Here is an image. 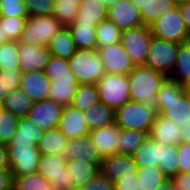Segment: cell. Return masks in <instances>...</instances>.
Wrapping results in <instances>:
<instances>
[{"label": "cell", "instance_id": "36", "mask_svg": "<svg viewBox=\"0 0 190 190\" xmlns=\"http://www.w3.org/2000/svg\"><path fill=\"white\" fill-rule=\"evenodd\" d=\"M98 102L100 100L96 84H79L71 106L86 111Z\"/></svg>", "mask_w": 190, "mask_h": 190}, {"label": "cell", "instance_id": "53", "mask_svg": "<svg viewBox=\"0 0 190 190\" xmlns=\"http://www.w3.org/2000/svg\"><path fill=\"white\" fill-rule=\"evenodd\" d=\"M0 190H12V174L10 169H0Z\"/></svg>", "mask_w": 190, "mask_h": 190}, {"label": "cell", "instance_id": "21", "mask_svg": "<svg viewBox=\"0 0 190 190\" xmlns=\"http://www.w3.org/2000/svg\"><path fill=\"white\" fill-rule=\"evenodd\" d=\"M68 142L69 139L60 128L55 127L44 131L37 146L41 154H58L63 159L69 160L70 154H67Z\"/></svg>", "mask_w": 190, "mask_h": 190}, {"label": "cell", "instance_id": "57", "mask_svg": "<svg viewBox=\"0 0 190 190\" xmlns=\"http://www.w3.org/2000/svg\"><path fill=\"white\" fill-rule=\"evenodd\" d=\"M82 0H56L55 4L79 5Z\"/></svg>", "mask_w": 190, "mask_h": 190}, {"label": "cell", "instance_id": "13", "mask_svg": "<svg viewBox=\"0 0 190 190\" xmlns=\"http://www.w3.org/2000/svg\"><path fill=\"white\" fill-rule=\"evenodd\" d=\"M64 106L57 102L44 99L34 102L27 118L38 125L43 131L59 127Z\"/></svg>", "mask_w": 190, "mask_h": 190}, {"label": "cell", "instance_id": "32", "mask_svg": "<svg viewBox=\"0 0 190 190\" xmlns=\"http://www.w3.org/2000/svg\"><path fill=\"white\" fill-rule=\"evenodd\" d=\"M177 5L178 0H148L144 9L140 11L142 24L151 27L158 18L175 9Z\"/></svg>", "mask_w": 190, "mask_h": 190}, {"label": "cell", "instance_id": "23", "mask_svg": "<svg viewBox=\"0 0 190 190\" xmlns=\"http://www.w3.org/2000/svg\"><path fill=\"white\" fill-rule=\"evenodd\" d=\"M163 146L148 135L132 155L138 168L160 166L163 156Z\"/></svg>", "mask_w": 190, "mask_h": 190}, {"label": "cell", "instance_id": "55", "mask_svg": "<svg viewBox=\"0 0 190 190\" xmlns=\"http://www.w3.org/2000/svg\"><path fill=\"white\" fill-rule=\"evenodd\" d=\"M181 129V143H190V125L182 126Z\"/></svg>", "mask_w": 190, "mask_h": 190}, {"label": "cell", "instance_id": "2", "mask_svg": "<svg viewBox=\"0 0 190 190\" xmlns=\"http://www.w3.org/2000/svg\"><path fill=\"white\" fill-rule=\"evenodd\" d=\"M128 77L131 100L157 108V93L167 76L146 65H136Z\"/></svg>", "mask_w": 190, "mask_h": 190}, {"label": "cell", "instance_id": "11", "mask_svg": "<svg viewBox=\"0 0 190 190\" xmlns=\"http://www.w3.org/2000/svg\"><path fill=\"white\" fill-rule=\"evenodd\" d=\"M67 160L58 154H41L37 173L49 180L55 190H65L74 185L70 182V171L66 167Z\"/></svg>", "mask_w": 190, "mask_h": 190}, {"label": "cell", "instance_id": "8", "mask_svg": "<svg viewBox=\"0 0 190 190\" xmlns=\"http://www.w3.org/2000/svg\"><path fill=\"white\" fill-rule=\"evenodd\" d=\"M152 35L179 44L189 42V33L178 6L158 18L151 25Z\"/></svg>", "mask_w": 190, "mask_h": 190}, {"label": "cell", "instance_id": "26", "mask_svg": "<svg viewBox=\"0 0 190 190\" xmlns=\"http://www.w3.org/2000/svg\"><path fill=\"white\" fill-rule=\"evenodd\" d=\"M44 131L35 123H32L27 116L19 117L17 131L7 145H38Z\"/></svg>", "mask_w": 190, "mask_h": 190}, {"label": "cell", "instance_id": "62", "mask_svg": "<svg viewBox=\"0 0 190 190\" xmlns=\"http://www.w3.org/2000/svg\"><path fill=\"white\" fill-rule=\"evenodd\" d=\"M186 90H187V93H188L189 96H190V85L186 87Z\"/></svg>", "mask_w": 190, "mask_h": 190}, {"label": "cell", "instance_id": "42", "mask_svg": "<svg viewBox=\"0 0 190 190\" xmlns=\"http://www.w3.org/2000/svg\"><path fill=\"white\" fill-rule=\"evenodd\" d=\"M19 117L3 109L0 115V142L7 145L17 131Z\"/></svg>", "mask_w": 190, "mask_h": 190}, {"label": "cell", "instance_id": "50", "mask_svg": "<svg viewBox=\"0 0 190 190\" xmlns=\"http://www.w3.org/2000/svg\"><path fill=\"white\" fill-rule=\"evenodd\" d=\"M114 186L115 190H144L143 185L140 180H138L137 176L119 178Z\"/></svg>", "mask_w": 190, "mask_h": 190}, {"label": "cell", "instance_id": "37", "mask_svg": "<svg viewBox=\"0 0 190 190\" xmlns=\"http://www.w3.org/2000/svg\"><path fill=\"white\" fill-rule=\"evenodd\" d=\"M97 48L121 42L122 30L110 19H105L96 26Z\"/></svg>", "mask_w": 190, "mask_h": 190}, {"label": "cell", "instance_id": "5", "mask_svg": "<svg viewBox=\"0 0 190 190\" xmlns=\"http://www.w3.org/2000/svg\"><path fill=\"white\" fill-rule=\"evenodd\" d=\"M63 27L53 15L29 16L18 42L47 47L52 37Z\"/></svg>", "mask_w": 190, "mask_h": 190}, {"label": "cell", "instance_id": "9", "mask_svg": "<svg viewBox=\"0 0 190 190\" xmlns=\"http://www.w3.org/2000/svg\"><path fill=\"white\" fill-rule=\"evenodd\" d=\"M152 36L146 25L122 31L121 43L135 65H145Z\"/></svg>", "mask_w": 190, "mask_h": 190}, {"label": "cell", "instance_id": "63", "mask_svg": "<svg viewBox=\"0 0 190 190\" xmlns=\"http://www.w3.org/2000/svg\"><path fill=\"white\" fill-rule=\"evenodd\" d=\"M3 106H2V104L0 103V115H1V113H2V111H3Z\"/></svg>", "mask_w": 190, "mask_h": 190}, {"label": "cell", "instance_id": "58", "mask_svg": "<svg viewBox=\"0 0 190 190\" xmlns=\"http://www.w3.org/2000/svg\"><path fill=\"white\" fill-rule=\"evenodd\" d=\"M131 1L139 9V11H142L148 0H131Z\"/></svg>", "mask_w": 190, "mask_h": 190}, {"label": "cell", "instance_id": "17", "mask_svg": "<svg viewBox=\"0 0 190 190\" xmlns=\"http://www.w3.org/2000/svg\"><path fill=\"white\" fill-rule=\"evenodd\" d=\"M50 84L51 81L44 70L22 72L20 88L33 102L48 99Z\"/></svg>", "mask_w": 190, "mask_h": 190}, {"label": "cell", "instance_id": "59", "mask_svg": "<svg viewBox=\"0 0 190 190\" xmlns=\"http://www.w3.org/2000/svg\"><path fill=\"white\" fill-rule=\"evenodd\" d=\"M9 41L4 33L3 28L1 27L0 24V45L4 44L5 42Z\"/></svg>", "mask_w": 190, "mask_h": 190}, {"label": "cell", "instance_id": "47", "mask_svg": "<svg viewBox=\"0 0 190 190\" xmlns=\"http://www.w3.org/2000/svg\"><path fill=\"white\" fill-rule=\"evenodd\" d=\"M56 0H25L29 16L52 15Z\"/></svg>", "mask_w": 190, "mask_h": 190}, {"label": "cell", "instance_id": "45", "mask_svg": "<svg viewBox=\"0 0 190 190\" xmlns=\"http://www.w3.org/2000/svg\"><path fill=\"white\" fill-rule=\"evenodd\" d=\"M0 17L28 18L25 0H0Z\"/></svg>", "mask_w": 190, "mask_h": 190}, {"label": "cell", "instance_id": "40", "mask_svg": "<svg viewBox=\"0 0 190 190\" xmlns=\"http://www.w3.org/2000/svg\"><path fill=\"white\" fill-rule=\"evenodd\" d=\"M20 70L19 42L7 41L0 45V71Z\"/></svg>", "mask_w": 190, "mask_h": 190}, {"label": "cell", "instance_id": "19", "mask_svg": "<svg viewBox=\"0 0 190 190\" xmlns=\"http://www.w3.org/2000/svg\"><path fill=\"white\" fill-rule=\"evenodd\" d=\"M59 128L68 139L81 137L90 132L83 111L71 105L64 107Z\"/></svg>", "mask_w": 190, "mask_h": 190}, {"label": "cell", "instance_id": "48", "mask_svg": "<svg viewBox=\"0 0 190 190\" xmlns=\"http://www.w3.org/2000/svg\"><path fill=\"white\" fill-rule=\"evenodd\" d=\"M82 190H115L114 183L101 171L90 182L82 187Z\"/></svg>", "mask_w": 190, "mask_h": 190}, {"label": "cell", "instance_id": "30", "mask_svg": "<svg viewBox=\"0 0 190 190\" xmlns=\"http://www.w3.org/2000/svg\"><path fill=\"white\" fill-rule=\"evenodd\" d=\"M97 25L81 23L67 26L77 49H97Z\"/></svg>", "mask_w": 190, "mask_h": 190}, {"label": "cell", "instance_id": "51", "mask_svg": "<svg viewBox=\"0 0 190 190\" xmlns=\"http://www.w3.org/2000/svg\"><path fill=\"white\" fill-rule=\"evenodd\" d=\"M176 188L181 190H190V173L182 172L171 178Z\"/></svg>", "mask_w": 190, "mask_h": 190}, {"label": "cell", "instance_id": "15", "mask_svg": "<svg viewBox=\"0 0 190 190\" xmlns=\"http://www.w3.org/2000/svg\"><path fill=\"white\" fill-rule=\"evenodd\" d=\"M119 134L120 127L116 123L89 132L93 147L102 158L119 153Z\"/></svg>", "mask_w": 190, "mask_h": 190}, {"label": "cell", "instance_id": "33", "mask_svg": "<svg viewBox=\"0 0 190 190\" xmlns=\"http://www.w3.org/2000/svg\"><path fill=\"white\" fill-rule=\"evenodd\" d=\"M169 78L174 79L185 87L190 85V43L180 44L178 57L172 74Z\"/></svg>", "mask_w": 190, "mask_h": 190}, {"label": "cell", "instance_id": "31", "mask_svg": "<svg viewBox=\"0 0 190 190\" xmlns=\"http://www.w3.org/2000/svg\"><path fill=\"white\" fill-rule=\"evenodd\" d=\"M33 103V100L21 88H18L7 94L2 106L17 117H26Z\"/></svg>", "mask_w": 190, "mask_h": 190}, {"label": "cell", "instance_id": "25", "mask_svg": "<svg viewBox=\"0 0 190 190\" xmlns=\"http://www.w3.org/2000/svg\"><path fill=\"white\" fill-rule=\"evenodd\" d=\"M108 9L101 0H82L73 24H98L107 19Z\"/></svg>", "mask_w": 190, "mask_h": 190}, {"label": "cell", "instance_id": "43", "mask_svg": "<svg viewBox=\"0 0 190 190\" xmlns=\"http://www.w3.org/2000/svg\"><path fill=\"white\" fill-rule=\"evenodd\" d=\"M177 153V145L163 146V156L159 167L168 178H172L179 173Z\"/></svg>", "mask_w": 190, "mask_h": 190}, {"label": "cell", "instance_id": "24", "mask_svg": "<svg viewBox=\"0 0 190 190\" xmlns=\"http://www.w3.org/2000/svg\"><path fill=\"white\" fill-rule=\"evenodd\" d=\"M66 167L70 171V182L74 187L82 188L100 173L101 165L71 158L67 160Z\"/></svg>", "mask_w": 190, "mask_h": 190}, {"label": "cell", "instance_id": "20", "mask_svg": "<svg viewBox=\"0 0 190 190\" xmlns=\"http://www.w3.org/2000/svg\"><path fill=\"white\" fill-rule=\"evenodd\" d=\"M180 133L178 125L158 113L148 135L161 145L175 146L181 143Z\"/></svg>", "mask_w": 190, "mask_h": 190}, {"label": "cell", "instance_id": "54", "mask_svg": "<svg viewBox=\"0 0 190 190\" xmlns=\"http://www.w3.org/2000/svg\"><path fill=\"white\" fill-rule=\"evenodd\" d=\"M0 169H10L7 146L4 144L0 145Z\"/></svg>", "mask_w": 190, "mask_h": 190}, {"label": "cell", "instance_id": "12", "mask_svg": "<svg viewBox=\"0 0 190 190\" xmlns=\"http://www.w3.org/2000/svg\"><path fill=\"white\" fill-rule=\"evenodd\" d=\"M106 73L129 74L136 66L121 42L97 48Z\"/></svg>", "mask_w": 190, "mask_h": 190}, {"label": "cell", "instance_id": "29", "mask_svg": "<svg viewBox=\"0 0 190 190\" xmlns=\"http://www.w3.org/2000/svg\"><path fill=\"white\" fill-rule=\"evenodd\" d=\"M83 113L90 131L115 123V111L101 102L94 104Z\"/></svg>", "mask_w": 190, "mask_h": 190}, {"label": "cell", "instance_id": "61", "mask_svg": "<svg viewBox=\"0 0 190 190\" xmlns=\"http://www.w3.org/2000/svg\"><path fill=\"white\" fill-rule=\"evenodd\" d=\"M65 190H82L81 187H71L69 189H65Z\"/></svg>", "mask_w": 190, "mask_h": 190}, {"label": "cell", "instance_id": "60", "mask_svg": "<svg viewBox=\"0 0 190 190\" xmlns=\"http://www.w3.org/2000/svg\"><path fill=\"white\" fill-rule=\"evenodd\" d=\"M103 1L104 5L107 7V9L113 7L119 0H101Z\"/></svg>", "mask_w": 190, "mask_h": 190}, {"label": "cell", "instance_id": "16", "mask_svg": "<svg viewBox=\"0 0 190 190\" xmlns=\"http://www.w3.org/2000/svg\"><path fill=\"white\" fill-rule=\"evenodd\" d=\"M107 18L122 31L143 25L140 11L131 0H119L108 9Z\"/></svg>", "mask_w": 190, "mask_h": 190}, {"label": "cell", "instance_id": "4", "mask_svg": "<svg viewBox=\"0 0 190 190\" xmlns=\"http://www.w3.org/2000/svg\"><path fill=\"white\" fill-rule=\"evenodd\" d=\"M157 114L156 108L129 100L115 111V123L123 129H135L149 134Z\"/></svg>", "mask_w": 190, "mask_h": 190}, {"label": "cell", "instance_id": "34", "mask_svg": "<svg viewBox=\"0 0 190 190\" xmlns=\"http://www.w3.org/2000/svg\"><path fill=\"white\" fill-rule=\"evenodd\" d=\"M147 137V132L135 129L120 128L119 153L132 156Z\"/></svg>", "mask_w": 190, "mask_h": 190}, {"label": "cell", "instance_id": "1", "mask_svg": "<svg viewBox=\"0 0 190 190\" xmlns=\"http://www.w3.org/2000/svg\"><path fill=\"white\" fill-rule=\"evenodd\" d=\"M156 111L179 127L190 125V96L186 87L167 77L157 93Z\"/></svg>", "mask_w": 190, "mask_h": 190}, {"label": "cell", "instance_id": "46", "mask_svg": "<svg viewBox=\"0 0 190 190\" xmlns=\"http://www.w3.org/2000/svg\"><path fill=\"white\" fill-rule=\"evenodd\" d=\"M79 13V5L55 4L52 15L64 26L74 23Z\"/></svg>", "mask_w": 190, "mask_h": 190}, {"label": "cell", "instance_id": "10", "mask_svg": "<svg viewBox=\"0 0 190 190\" xmlns=\"http://www.w3.org/2000/svg\"><path fill=\"white\" fill-rule=\"evenodd\" d=\"M12 178L37 172L40 162L36 145H6Z\"/></svg>", "mask_w": 190, "mask_h": 190}, {"label": "cell", "instance_id": "6", "mask_svg": "<svg viewBox=\"0 0 190 190\" xmlns=\"http://www.w3.org/2000/svg\"><path fill=\"white\" fill-rule=\"evenodd\" d=\"M96 86L100 102L114 111L131 100L128 74L106 73Z\"/></svg>", "mask_w": 190, "mask_h": 190}, {"label": "cell", "instance_id": "44", "mask_svg": "<svg viewBox=\"0 0 190 190\" xmlns=\"http://www.w3.org/2000/svg\"><path fill=\"white\" fill-rule=\"evenodd\" d=\"M27 18L0 17V24L9 41H19Z\"/></svg>", "mask_w": 190, "mask_h": 190}, {"label": "cell", "instance_id": "27", "mask_svg": "<svg viewBox=\"0 0 190 190\" xmlns=\"http://www.w3.org/2000/svg\"><path fill=\"white\" fill-rule=\"evenodd\" d=\"M51 55L70 59L77 51L68 27H63L50 40L47 46Z\"/></svg>", "mask_w": 190, "mask_h": 190}, {"label": "cell", "instance_id": "3", "mask_svg": "<svg viewBox=\"0 0 190 190\" xmlns=\"http://www.w3.org/2000/svg\"><path fill=\"white\" fill-rule=\"evenodd\" d=\"M68 63L79 84H97L106 74L97 49H77Z\"/></svg>", "mask_w": 190, "mask_h": 190}, {"label": "cell", "instance_id": "49", "mask_svg": "<svg viewBox=\"0 0 190 190\" xmlns=\"http://www.w3.org/2000/svg\"><path fill=\"white\" fill-rule=\"evenodd\" d=\"M177 150L179 173H190V143H179L177 145Z\"/></svg>", "mask_w": 190, "mask_h": 190}, {"label": "cell", "instance_id": "39", "mask_svg": "<svg viewBox=\"0 0 190 190\" xmlns=\"http://www.w3.org/2000/svg\"><path fill=\"white\" fill-rule=\"evenodd\" d=\"M136 176L144 190H158L160 185L168 179L159 166L138 168Z\"/></svg>", "mask_w": 190, "mask_h": 190}, {"label": "cell", "instance_id": "38", "mask_svg": "<svg viewBox=\"0 0 190 190\" xmlns=\"http://www.w3.org/2000/svg\"><path fill=\"white\" fill-rule=\"evenodd\" d=\"M79 83L51 82L48 99L65 106L71 105Z\"/></svg>", "mask_w": 190, "mask_h": 190}, {"label": "cell", "instance_id": "22", "mask_svg": "<svg viewBox=\"0 0 190 190\" xmlns=\"http://www.w3.org/2000/svg\"><path fill=\"white\" fill-rule=\"evenodd\" d=\"M67 154H70V159L84 160L95 165H101L103 159L93 147L89 134L69 139Z\"/></svg>", "mask_w": 190, "mask_h": 190}, {"label": "cell", "instance_id": "18", "mask_svg": "<svg viewBox=\"0 0 190 190\" xmlns=\"http://www.w3.org/2000/svg\"><path fill=\"white\" fill-rule=\"evenodd\" d=\"M50 56L48 47L19 43L20 70L22 72L45 70Z\"/></svg>", "mask_w": 190, "mask_h": 190}, {"label": "cell", "instance_id": "56", "mask_svg": "<svg viewBox=\"0 0 190 190\" xmlns=\"http://www.w3.org/2000/svg\"><path fill=\"white\" fill-rule=\"evenodd\" d=\"M158 190H181L180 188H176L171 178H168L165 182H163Z\"/></svg>", "mask_w": 190, "mask_h": 190}, {"label": "cell", "instance_id": "14", "mask_svg": "<svg viewBox=\"0 0 190 190\" xmlns=\"http://www.w3.org/2000/svg\"><path fill=\"white\" fill-rule=\"evenodd\" d=\"M138 166L130 155L120 153L104 157L100 171L115 184L119 178L135 177Z\"/></svg>", "mask_w": 190, "mask_h": 190}, {"label": "cell", "instance_id": "28", "mask_svg": "<svg viewBox=\"0 0 190 190\" xmlns=\"http://www.w3.org/2000/svg\"><path fill=\"white\" fill-rule=\"evenodd\" d=\"M44 71L51 82L78 83L67 59L51 55Z\"/></svg>", "mask_w": 190, "mask_h": 190}, {"label": "cell", "instance_id": "52", "mask_svg": "<svg viewBox=\"0 0 190 190\" xmlns=\"http://www.w3.org/2000/svg\"><path fill=\"white\" fill-rule=\"evenodd\" d=\"M177 6L190 36V1L188 0L178 1Z\"/></svg>", "mask_w": 190, "mask_h": 190}, {"label": "cell", "instance_id": "35", "mask_svg": "<svg viewBox=\"0 0 190 190\" xmlns=\"http://www.w3.org/2000/svg\"><path fill=\"white\" fill-rule=\"evenodd\" d=\"M12 190H55L49 180L39 173L20 175L12 178Z\"/></svg>", "mask_w": 190, "mask_h": 190}, {"label": "cell", "instance_id": "41", "mask_svg": "<svg viewBox=\"0 0 190 190\" xmlns=\"http://www.w3.org/2000/svg\"><path fill=\"white\" fill-rule=\"evenodd\" d=\"M22 71L18 69H9L0 71V103L10 91L20 88Z\"/></svg>", "mask_w": 190, "mask_h": 190}, {"label": "cell", "instance_id": "7", "mask_svg": "<svg viewBox=\"0 0 190 190\" xmlns=\"http://www.w3.org/2000/svg\"><path fill=\"white\" fill-rule=\"evenodd\" d=\"M180 44L152 36L145 65L169 77L174 70Z\"/></svg>", "mask_w": 190, "mask_h": 190}]
</instances>
